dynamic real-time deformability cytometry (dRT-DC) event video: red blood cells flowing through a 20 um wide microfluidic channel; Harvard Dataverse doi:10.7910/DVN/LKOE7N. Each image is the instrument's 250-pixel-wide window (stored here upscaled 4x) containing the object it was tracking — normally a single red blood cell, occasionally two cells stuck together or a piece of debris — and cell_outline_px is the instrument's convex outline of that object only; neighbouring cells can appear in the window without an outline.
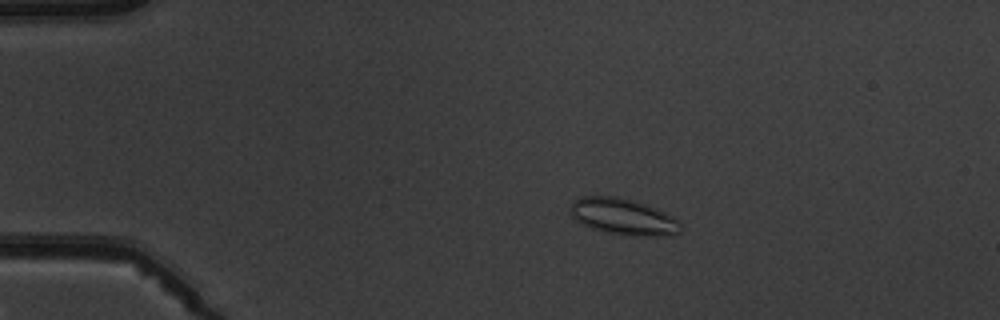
{"species": "common noctule bat (a hibernating species)", "species_latin": "Nyctalus noctula", "temperature_condition": "warm", "stored_images_in_passage": 8, "camera_frame_rate_fps": 3000, "um_per_image_px": 0.085, "animal": {"sex": "male", "body_mass_g": 19.5, "forearm_length_mm": 54.6}, "frame": {"image": 1, "passage_image": 4, "time_ms": 3.667, "image_size_px": [1000, 320], "cell_outline_px": [[680, 232], [672, 236], [636, 236], [604, 232], [580, 224], [572, 216], [572, 200], [580, 196], [616, 196], [636, 200], [656, 208], [672, 216], [680, 224]], "centroid_in_image_um": [52.97, 18.41], "position_along_channel_um": 32.0, "area_um2": 23.52}}
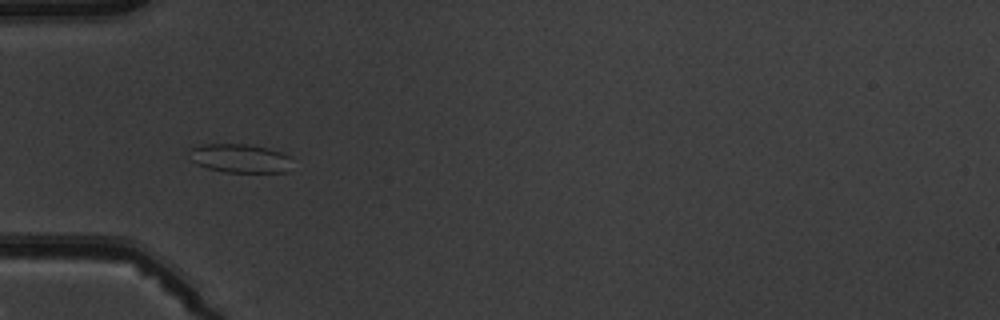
{"frame": {"image": 2, "passage_image": 6, "time_ms": 6.0, "image_size_px": [1000, 320], "cell_outline_px": [[288, 156], [284, 172], [224, 172], [208, 168], [196, 164], [192, 160], [192, 148], [204, 144], [252, 144], [284, 152]], "centroid_in_image_um": [20.36, 13.44], "position_along_channel_um": 64.6, "area_um2": 16.76}}
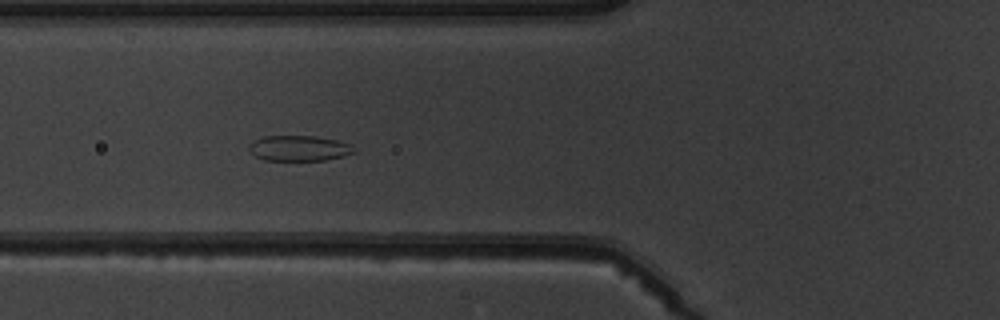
{"frame": {"image": 3, "passage_image": 7, "time_ms": 7.0, "image_size_px": [1000, 320], "cell_outline_px": [[356, 152], [344, 156], [324, 160], [264, 160], [256, 156], [248, 148], [256, 140], [264, 136], [316, 136], [336, 140], [352, 144], [356, 148]], "centroid_in_image_um": [25.5, 12.6], "position_along_channel_um": 100.3, "area_um2": 15.49}}